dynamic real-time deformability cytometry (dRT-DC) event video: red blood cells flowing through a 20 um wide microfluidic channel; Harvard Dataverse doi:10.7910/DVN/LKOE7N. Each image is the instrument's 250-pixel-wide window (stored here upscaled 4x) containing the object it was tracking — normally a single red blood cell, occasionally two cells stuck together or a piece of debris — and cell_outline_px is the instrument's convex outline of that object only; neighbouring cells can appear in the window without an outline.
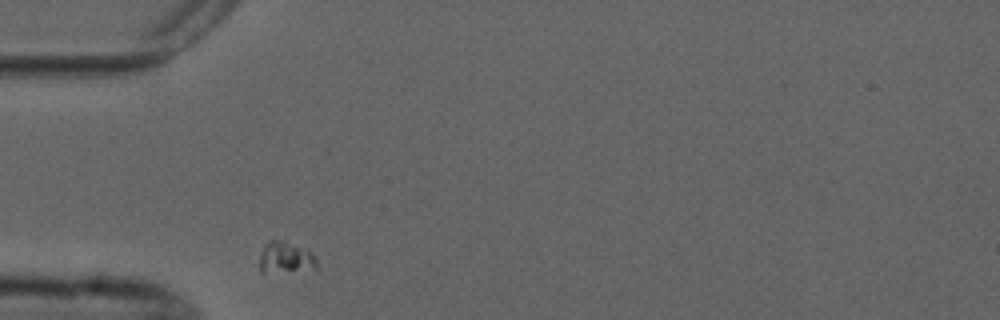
{"species": "common noctule bat (a hibernating species)", "species_latin": "Nyctalus noctula", "temperature_condition": "cold", "stored_images_in_passage": 1, "camera_frame_rate_fps": 3000, "um_per_image_px": 0.085, "animal": {"sex": "male", "forearm_length_mm": 52.5}, "frame": {"image": 1, "passage_image": 1, "time_ms": 0.0, "image_size_px": [1000, 320], "cell_outline_px": [[320, 268], [264, 272], [260, 272], [260, 256], [264, 244], [268, 240], [280, 240], [308, 252], [316, 256]], "centroid_in_image_um": [24.26, 21.9], "position_along_channel_um": 60.7, "area_um2": 10.06}}